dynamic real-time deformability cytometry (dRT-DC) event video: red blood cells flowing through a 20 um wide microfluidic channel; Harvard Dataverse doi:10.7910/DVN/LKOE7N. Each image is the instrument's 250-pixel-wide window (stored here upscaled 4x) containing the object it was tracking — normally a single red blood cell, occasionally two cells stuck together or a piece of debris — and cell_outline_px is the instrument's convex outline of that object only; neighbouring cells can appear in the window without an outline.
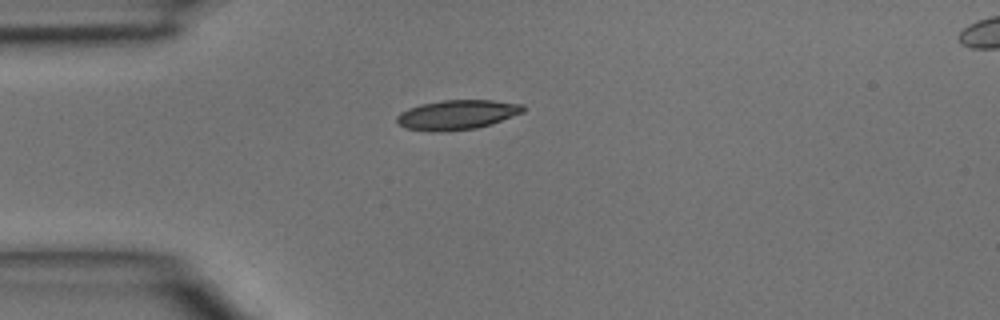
{"species": "common noctule bat (a hibernating species)", "species_latin": "Nyctalus noctula", "temperature_condition": "room temperature", "stored_images_in_passage": 2, "camera_frame_rate_fps": 3000, "um_per_image_px": 0.085, "animal": {"sex": "male", "body_mass_g": 15.6}, "frame": {"image": 1, "passage_image": 1, "time_ms": 0.0, "image_size_px": [1000, 320], "cell_outline_px": [[524, 112], [492, 124], [476, 128], [436, 132], [432, 132], [404, 128], [396, 120], [396, 116], [400, 112], [408, 108], [420, 104], [444, 100], [492, 100], [524, 104]], "centroid_in_image_um": [38.84, 9.75], "position_along_channel_um": 46.2, "area_um2": 21.91}}